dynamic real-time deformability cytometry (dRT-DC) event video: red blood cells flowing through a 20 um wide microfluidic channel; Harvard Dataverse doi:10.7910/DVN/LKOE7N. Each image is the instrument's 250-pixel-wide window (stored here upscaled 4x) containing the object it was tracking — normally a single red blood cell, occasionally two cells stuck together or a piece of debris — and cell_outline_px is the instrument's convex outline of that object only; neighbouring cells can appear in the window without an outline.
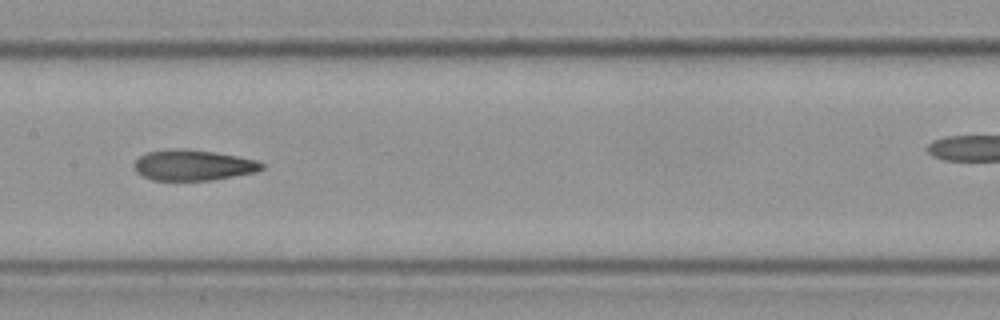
{"species": "Egyptian fruit bat (a non-hibernating species)", "species_latin": "Rousettus aegyptiacus", "temperature_condition": "cold", "stored_images_in_passage": 15, "camera_frame_rate_fps": 3000, "um_per_image_px": 0.085, "frame": {"image": 1, "passage_image": 7, "time_ms": 2.0, "image_size_px": [1000, 320], "cell_outline_px": [[264, 168], [256, 172], [212, 180], [152, 180], [136, 172], [132, 168], [132, 164], [140, 156], [148, 152], [176, 148], [212, 152], [260, 160], [264, 164]], "centroid_in_image_um": [16.41, 14.05], "position_along_channel_um": 191.0, "area_um2": 22.77}}
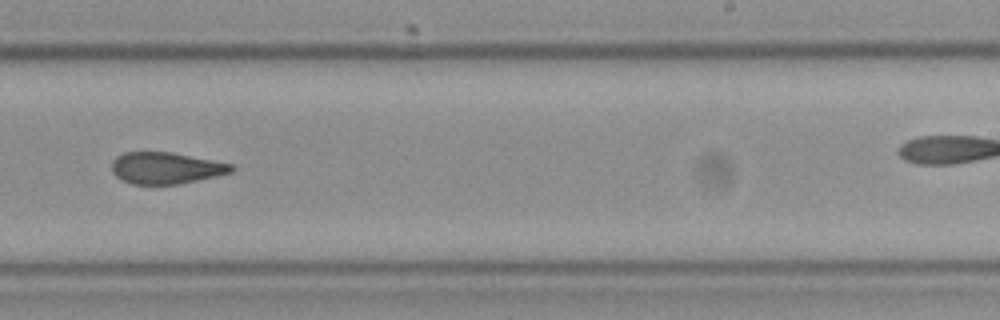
{"frame": {"image": 2, "passage_image": 9, "time_ms": 2.667, "image_size_px": [1000, 320], "cell_outline_px": [[236, 168], [232, 172], [180, 184], [132, 184], [120, 180], [112, 172], [112, 160], [116, 156], [124, 152], [172, 152], [232, 164]], "centroid_in_image_um": [14.07, 14.28], "position_along_channel_um": 274.9, "area_um2": 22.08}}
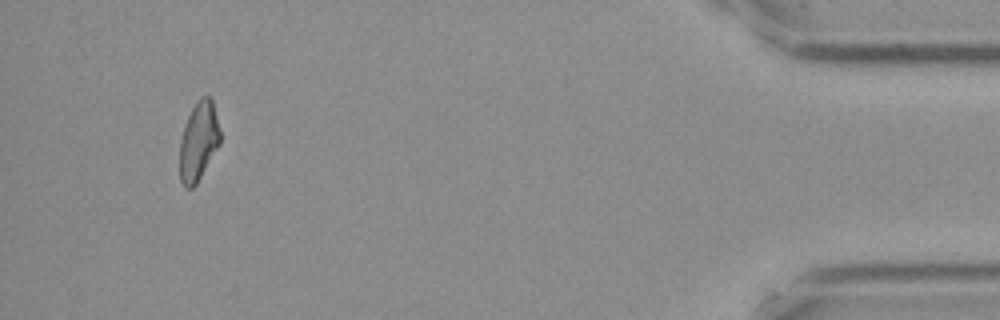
{"frame": {"image": 3, "passage_image": 15, "time_ms": 4.667, "image_size_px": [1000, 320], "cell_outline_px": [[220, 144], [196, 184], [192, 188], [184, 188], [180, 180], [180, 140], [184, 124], [192, 108], [200, 96], [208, 96], [212, 100], [220, 132]], "centroid_in_image_um": [16.86, 12.02], "position_along_channel_um": 418.3, "area_um2": 18.5}}